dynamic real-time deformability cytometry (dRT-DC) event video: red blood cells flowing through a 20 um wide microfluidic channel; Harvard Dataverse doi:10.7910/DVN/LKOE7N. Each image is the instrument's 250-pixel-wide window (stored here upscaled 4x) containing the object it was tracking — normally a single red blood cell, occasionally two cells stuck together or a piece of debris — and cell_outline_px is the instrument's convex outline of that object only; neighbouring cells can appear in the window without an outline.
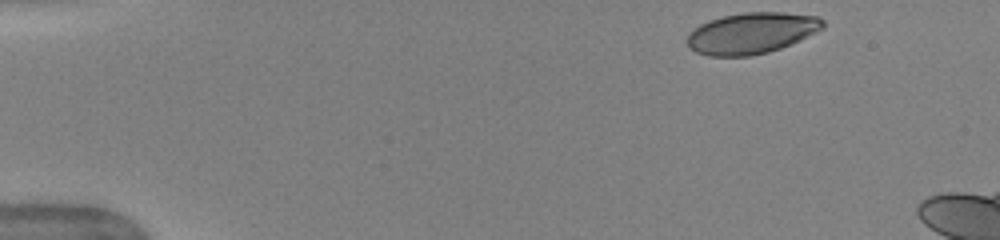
{"species": "human", "species_latin": "Homo sapiens", "temperature_condition": "warm", "stored_images_in_passage": 9, "camera_frame_rate_fps": 3000, "um_per_image_px": 0.085, "donor": {"sex": "female"}, "frame": {"image": 1, "passage_image": 1, "time_ms": 0.0, "image_size_px": [1000, 240], "cell_outline_px": [[824, 28], [800, 40], [780, 48], [768, 52], [748, 56], [708, 56], [696, 52], [688, 48], [688, 32], [700, 24], [708, 20], [724, 16], [744, 12], [784, 12], [816, 16], [824, 20]], "centroid_in_image_um": [63.87, 2.81], "position_along_channel_um": 21.1, "area_um2": 32.6}}